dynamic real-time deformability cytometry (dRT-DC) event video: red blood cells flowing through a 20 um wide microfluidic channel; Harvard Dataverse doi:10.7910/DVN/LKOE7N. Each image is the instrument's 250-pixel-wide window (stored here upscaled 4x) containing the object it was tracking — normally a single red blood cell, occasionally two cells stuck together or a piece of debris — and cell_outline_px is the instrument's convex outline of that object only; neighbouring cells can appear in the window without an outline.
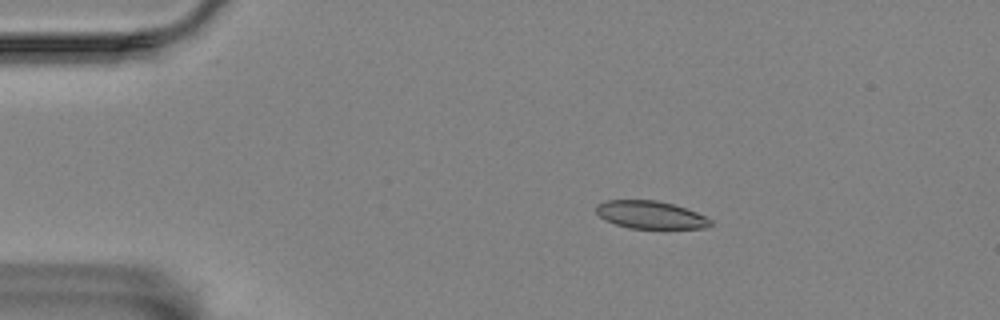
{"species": "Egyptian fruit bat (a non-hibernating species)", "species_latin": "Rousettus aegyptiacus", "temperature_condition": "room temperature", "stored_images_in_passage": 40, "camera_frame_rate_fps": 3000, "um_per_image_px": 0.085, "animal": {"sex": "female"}, "frame": {"image": 1, "passage_image": 1, "time_ms": 0.0, "image_size_px": [1000, 320], "cell_outline_px": [[712, 224], [708, 228], [628, 228], [604, 220], [596, 212], [596, 204], [608, 200], [656, 200], [672, 204], [696, 212], [712, 220]], "centroid_in_image_um": [55.28, 18.26], "position_along_channel_um": 29.7, "area_um2": 18.38}}
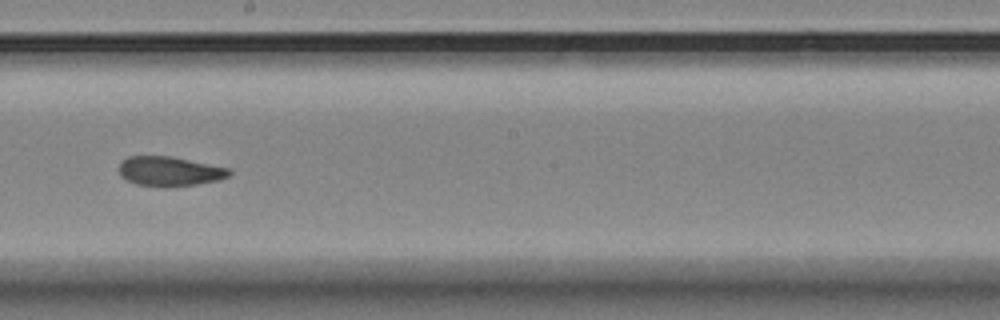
{"frame": {"image": 2, "passage_image": 23, "time_ms": 7.333, "image_size_px": [1000, 320], "cell_outline_px": [[232, 172], [228, 176], [220, 180], [196, 184], [168, 188], [164, 188], [136, 184], [120, 176], [120, 160], [128, 156], [168, 156], [228, 168]], "centroid_in_image_um": [14.38, 14.58], "position_along_channel_um": 233.8, "area_um2": 19.02}}
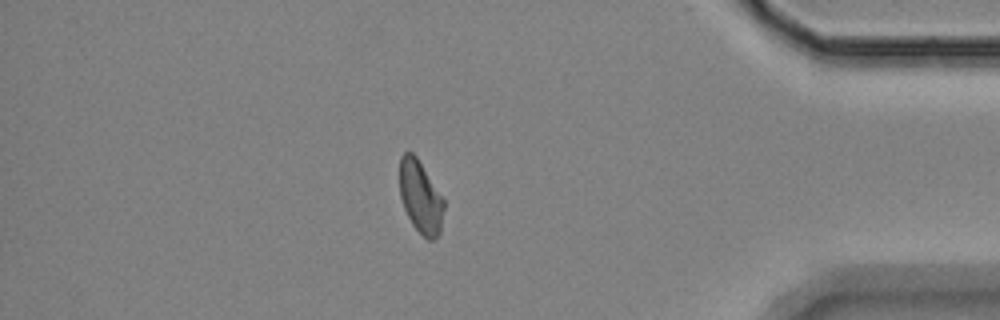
{"frame": {"image": 3, "passage_image": 40, "time_ms": 13.0, "image_size_px": [1000, 320], "cell_outline_px": [[444, 208], [440, 232], [432, 240], [428, 240], [412, 224], [404, 208], [400, 196], [400, 156], [404, 152], [412, 152], [416, 156], [444, 200]], "centroid_in_image_um": [35.73, 16.74], "position_along_channel_um": 399.5, "area_um2": 18.38}, "authors_computed_cell_mechanics": {"area_um2": 19.363, "velocity_mm_per_s": 3.5116, "shape_relaxation_time_tau1_ms": null, "shape_relaxation_time_tau2_ms": 1.9832, "deformation_change_tau1": null, "deformation_change_tau2": 0.0788}}